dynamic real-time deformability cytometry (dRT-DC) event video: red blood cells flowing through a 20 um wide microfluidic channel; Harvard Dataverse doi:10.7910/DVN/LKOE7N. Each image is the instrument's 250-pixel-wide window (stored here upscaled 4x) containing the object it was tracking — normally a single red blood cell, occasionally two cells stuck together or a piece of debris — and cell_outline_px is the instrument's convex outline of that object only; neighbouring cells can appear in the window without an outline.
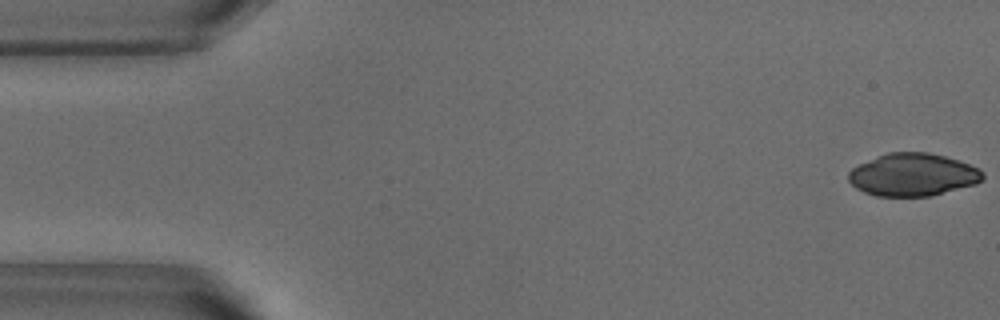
{"species": "common noctule bat (a hibernating species)", "species_latin": "Nyctalus noctula", "temperature_condition": "warm", "stored_images_in_passage": 51, "camera_frame_rate_fps": 3000, "um_per_image_px": 0.085, "animal": {"sex": "male", "body_mass_g": 18.8}, "frame": {"image": 1, "passage_image": 1, "time_ms": 0.0, "image_size_px": [1000, 320], "cell_outline_px": [[984, 180], [976, 184], [928, 196], [876, 196], [864, 192], [856, 188], [848, 180], [848, 172], [852, 168], [860, 164], [888, 152], [928, 152], [944, 156], [980, 168], [984, 172]], "centroid_in_image_um": [77.6, 14.85], "position_along_channel_um": 7.4, "area_um2": 33.23}}